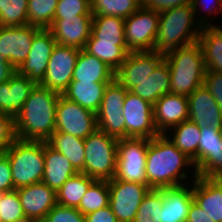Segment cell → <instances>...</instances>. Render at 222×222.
I'll use <instances>...</instances> for the list:
<instances>
[{"instance_id":"obj_52","label":"cell","mask_w":222,"mask_h":222,"mask_svg":"<svg viewBox=\"0 0 222 222\" xmlns=\"http://www.w3.org/2000/svg\"><path fill=\"white\" fill-rule=\"evenodd\" d=\"M15 222H42L36 218L33 217H27V216H23L21 218H19L18 220H16Z\"/></svg>"},{"instance_id":"obj_43","label":"cell","mask_w":222,"mask_h":222,"mask_svg":"<svg viewBox=\"0 0 222 222\" xmlns=\"http://www.w3.org/2000/svg\"><path fill=\"white\" fill-rule=\"evenodd\" d=\"M42 222H85V216L77 208L56 204Z\"/></svg>"},{"instance_id":"obj_21","label":"cell","mask_w":222,"mask_h":222,"mask_svg":"<svg viewBox=\"0 0 222 222\" xmlns=\"http://www.w3.org/2000/svg\"><path fill=\"white\" fill-rule=\"evenodd\" d=\"M37 84L17 72L9 81L0 84V113L16 118Z\"/></svg>"},{"instance_id":"obj_39","label":"cell","mask_w":222,"mask_h":222,"mask_svg":"<svg viewBox=\"0 0 222 222\" xmlns=\"http://www.w3.org/2000/svg\"><path fill=\"white\" fill-rule=\"evenodd\" d=\"M25 216L17 190L0 193V217L2 222H15Z\"/></svg>"},{"instance_id":"obj_40","label":"cell","mask_w":222,"mask_h":222,"mask_svg":"<svg viewBox=\"0 0 222 222\" xmlns=\"http://www.w3.org/2000/svg\"><path fill=\"white\" fill-rule=\"evenodd\" d=\"M92 15L90 0H58L54 18Z\"/></svg>"},{"instance_id":"obj_24","label":"cell","mask_w":222,"mask_h":222,"mask_svg":"<svg viewBox=\"0 0 222 222\" xmlns=\"http://www.w3.org/2000/svg\"><path fill=\"white\" fill-rule=\"evenodd\" d=\"M115 79V71L97 57L79 51L72 81L111 83Z\"/></svg>"},{"instance_id":"obj_46","label":"cell","mask_w":222,"mask_h":222,"mask_svg":"<svg viewBox=\"0 0 222 222\" xmlns=\"http://www.w3.org/2000/svg\"><path fill=\"white\" fill-rule=\"evenodd\" d=\"M14 184L8 157L0 154V193L13 191Z\"/></svg>"},{"instance_id":"obj_23","label":"cell","mask_w":222,"mask_h":222,"mask_svg":"<svg viewBox=\"0 0 222 222\" xmlns=\"http://www.w3.org/2000/svg\"><path fill=\"white\" fill-rule=\"evenodd\" d=\"M185 185L160 189L163 193L161 222H186L193 194L192 187Z\"/></svg>"},{"instance_id":"obj_17","label":"cell","mask_w":222,"mask_h":222,"mask_svg":"<svg viewBox=\"0 0 222 222\" xmlns=\"http://www.w3.org/2000/svg\"><path fill=\"white\" fill-rule=\"evenodd\" d=\"M187 99L190 121L200 129L212 127L222 131V110L206 86L195 89Z\"/></svg>"},{"instance_id":"obj_6","label":"cell","mask_w":222,"mask_h":222,"mask_svg":"<svg viewBox=\"0 0 222 222\" xmlns=\"http://www.w3.org/2000/svg\"><path fill=\"white\" fill-rule=\"evenodd\" d=\"M118 139L96 130L84 139L82 173L95 180H111L116 174Z\"/></svg>"},{"instance_id":"obj_35","label":"cell","mask_w":222,"mask_h":222,"mask_svg":"<svg viewBox=\"0 0 222 222\" xmlns=\"http://www.w3.org/2000/svg\"><path fill=\"white\" fill-rule=\"evenodd\" d=\"M109 206V185L107 180H95L87 189L77 208L84 216Z\"/></svg>"},{"instance_id":"obj_38","label":"cell","mask_w":222,"mask_h":222,"mask_svg":"<svg viewBox=\"0 0 222 222\" xmlns=\"http://www.w3.org/2000/svg\"><path fill=\"white\" fill-rule=\"evenodd\" d=\"M163 193L160 189H150L144 196L134 222H161Z\"/></svg>"},{"instance_id":"obj_32","label":"cell","mask_w":222,"mask_h":222,"mask_svg":"<svg viewBox=\"0 0 222 222\" xmlns=\"http://www.w3.org/2000/svg\"><path fill=\"white\" fill-rule=\"evenodd\" d=\"M88 54L97 57L102 62H105L112 70L116 71L127 58V45H115V43L97 42L90 35L83 49Z\"/></svg>"},{"instance_id":"obj_33","label":"cell","mask_w":222,"mask_h":222,"mask_svg":"<svg viewBox=\"0 0 222 222\" xmlns=\"http://www.w3.org/2000/svg\"><path fill=\"white\" fill-rule=\"evenodd\" d=\"M95 181L82 172L66 180L56 191L57 204L72 208H78L82 196L88 187Z\"/></svg>"},{"instance_id":"obj_10","label":"cell","mask_w":222,"mask_h":222,"mask_svg":"<svg viewBox=\"0 0 222 222\" xmlns=\"http://www.w3.org/2000/svg\"><path fill=\"white\" fill-rule=\"evenodd\" d=\"M109 206L118 222H134L144 196L151 189L147 184L113 178L108 180Z\"/></svg>"},{"instance_id":"obj_12","label":"cell","mask_w":222,"mask_h":222,"mask_svg":"<svg viewBox=\"0 0 222 222\" xmlns=\"http://www.w3.org/2000/svg\"><path fill=\"white\" fill-rule=\"evenodd\" d=\"M98 129L96 114L65 98L62 94L56 106L55 131L85 139Z\"/></svg>"},{"instance_id":"obj_30","label":"cell","mask_w":222,"mask_h":222,"mask_svg":"<svg viewBox=\"0 0 222 222\" xmlns=\"http://www.w3.org/2000/svg\"><path fill=\"white\" fill-rule=\"evenodd\" d=\"M174 130L170 140L175 146L193 161L195 169L199 166V140L201 129L192 121L186 120L172 127Z\"/></svg>"},{"instance_id":"obj_4","label":"cell","mask_w":222,"mask_h":222,"mask_svg":"<svg viewBox=\"0 0 222 222\" xmlns=\"http://www.w3.org/2000/svg\"><path fill=\"white\" fill-rule=\"evenodd\" d=\"M170 71L171 93L189 96L204 85L206 66L199 42H195L164 55Z\"/></svg>"},{"instance_id":"obj_28","label":"cell","mask_w":222,"mask_h":222,"mask_svg":"<svg viewBox=\"0 0 222 222\" xmlns=\"http://www.w3.org/2000/svg\"><path fill=\"white\" fill-rule=\"evenodd\" d=\"M198 42L201 46L206 71L222 73V28L203 26Z\"/></svg>"},{"instance_id":"obj_19","label":"cell","mask_w":222,"mask_h":222,"mask_svg":"<svg viewBox=\"0 0 222 222\" xmlns=\"http://www.w3.org/2000/svg\"><path fill=\"white\" fill-rule=\"evenodd\" d=\"M154 108V124L159 134H167L168 130L181 122L189 120L188 99L186 96L168 93L160 97Z\"/></svg>"},{"instance_id":"obj_8","label":"cell","mask_w":222,"mask_h":222,"mask_svg":"<svg viewBox=\"0 0 222 222\" xmlns=\"http://www.w3.org/2000/svg\"><path fill=\"white\" fill-rule=\"evenodd\" d=\"M148 139H118L116 179L147 184L145 175Z\"/></svg>"},{"instance_id":"obj_50","label":"cell","mask_w":222,"mask_h":222,"mask_svg":"<svg viewBox=\"0 0 222 222\" xmlns=\"http://www.w3.org/2000/svg\"><path fill=\"white\" fill-rule=\"evenodd\" d=\"M186 222H214L209 216L193 201L188 211Z\"/></svg>"},{"instance_id":"obj_47","label":"cell","mask_w":222,"mask_h":222,"mask_svg":"<svg viewBox=\"0 0 222 222\" xmlns=\"http://www.w3.org/2000/svg\"><path fill=\"white\" fill-rule=\"evenodd\" d=\"M192 0H143V5L151 10L161 12L173 7L191 4Z\"/></svg>"},{"instance_id":"obj_34","label":"cell","mask_w":222,"mask_h":222,"mask_svg":"<svg viewBox=\"0 0 222 222\" xmlns=\"http://www.w3.org/2000/svg\"><path fill=\"white\" fill-rule=\"evenodd\" d=\"M93 16L107 15L117 16L123 19L136 12L143 0H90Z\"/></svg>"},{"instance_id":"obj_11","label":"cell","mask_w":222,"mask_h":222,"mask_svg":"<svg viewBox=\"0 0 222 222\" xmlns=\"http://www.w3.org/2000/svg\"><path fill=\"white\" fill-rule=\"evenodd\" d=\"M122 109L125 138L152 139L159 135L154 124L153 104L127 90Z\"/></svg>"},{"instance_id":"obj_27","label":"cell","mask_w":222,"mask_h":222,"mask_svg":"<svg viewBox=\"0 0 222 222\" xmlns=\"http://www.w3.org/2000/svg\"><path fill=\"white\" fill-rule=\"evenodd\" d=\"M108 84L71 81L62 95L96 114L100 108L103 94Z\"/></svg>"},{"instance_id":"obj_42","label":"cell","mask_w":222,"mask_h":222,"mask_svg":"<svg viewBox=\"0 0 222 222\" xmlns=\"http://www.w3.org/2000/svg\"><path fill=\"white\" fill-rule=\"evenodd\" d=\"M222 141V131L212 128H201V138L199 140V165L212 155L214 148Z\"/></svg>"},{"instance_id":"obj_49","label":"cell","mask_w":222,"mask_h":222,"mask_svg":"<svg viewBox=\"0 0 222 222\" xmlns=\"http://www.w3.org/2000/svg\"><path fill=\"white\" fill-rule=\"evenodd\" d=\"M85 222H118L110 206L85 215Z\"/></svg>"},{"instance_id":"obj_22","label":"cell","mask_w":222,"mask_h":222,"mask_svg":"<svg viewBox=\"0 0 222 222\" xmlns=\"http://www.w3.org/2000/svg\"><path fill=\"white\" fill-rule=\"evenodd\" d=\"M193 182V201L214 222H222V183L217 178L202 176H196Z\"/></svg>"},{"instance_id":"obj_41","label":"cell","mask_w":222,"mask_h":222,"mask_svg":"<svg viewBox=\"0 0 222 222\" xmlns=\"http://www.w3.org/2000/svg\"><path fill=\"white\" fill-rule=\"evenodd\" d=\"M197 176L218 178L222 176V141L196 169Z\"/></svg>"},{"instance_id":"obj_16","label":"cell","mask_w":222,"mask_h":222,"mask_svg":"<svg viewBox=\"0 0 222 222\" xmlns=\"http://www.w3.org/2000/svg\"><path fill=\"white\" fill-rule=\"evenodd\" d=\"M164 60V55L155 51L130 52L115 71V79L128 91L147 79Z\"/></svg>"},{"instance_id":"obj_13","label":"cell","mask_w":222,"mask_h":222,"mask_svg":"<svg viewBox=\"0 0 222 222\" xmlns=\"http://www.w3.org/2000/svg\"><path fill=\"white\" fill-rule=\"evenodd\" d=\"M79 51L80 49L72 46L56 44L49 58L44 80L40 85L63 94L72 81Z\"/></svg>"},{"instance_id":"obj_29","label":"cell","mask_w":222,"mask_h":222,"mask_svg":"<svg viewBox=\"0 0 222 222\" xmlns=\"http://www.w3.org/2000/svg\"><path fill=\"white\" fill-rule=\"evenodd\" d=\"M46 143L64 155L77 172H83L85 161L84 139L55 131Z\"/></svg>"},{"instance_id":"obj_37","label":"cell","mask_w":222,"mask_h":222,"mask_svg":"<svg viewBox=\"0 0 222 222\" xmlns=\"http://www.w3.org/2000/svg\"><path fill=\"white\" fill-rule=\"evenodd\" d=\"M28 0H0V26L28 24Z\"/></svg>"},{"instance_id":"obj_15","label":"cell","mask_w":222,"mask_h":222,"mask_svg":"<svg viewBox=\"0 0 222 222\" xmlns=\"http://www.w3.org/2000/svg\"><path fill=\"white\" fill-rule=\"evenodd\" d=\"M40 29L29 24L14 27L0 26V55L17 69L26 60L32 40Z\"/></svg>"},{"instance_id":"obj_9","label":"cell","mask_w":222,"mask_h":222,"mask_svg":"<svg viewBox=\"0 0 222 222\" xmlns=\"http://www.w3.org/2000/svg\"><path fill=\"white\" fill-rule=\"evenodd\" d=\"M127 89L116 79L104 91L100 108L96 113L98 130L117 139L125 138L123 103Z\"/></svg>"},{"instance_id":"obj_3","label":"cell","mask_w":222,"mask_h":222,"mask_svg":"<svg viewBox=\"0 0 222 222\" xmlns=\"http://www.w3.org/2000/svg\"><path fill=\"white\" fill-rule=\"evenodd\" d=\"M195 17L198 16L191 4L159 12V26L153 51L165 55L179 47L197 42L202 27L212 24L206 18L199 17L198 20Z\"/></svg>"},{"instance_id":"obj_20","label":"cell","mask_w":222,"mask_h":222,"mask_svg":"<svg viewBox=\"0 0 222 222\" xmlns=\"http://www.w3.org/2000/svg\"><path fill=\"white\" fill-rule=\"evenodd\" d=\"M25 216L42 221L57 204L56 191L43 181L16 189Z\"/></svg>"},{"instance_id":"obj_7","label":"cell","mask_w":222,"mask_h":222,"mask_svg":"<svg viewBox=\"0 0 222 222\" xmlns=\"http://www.w3.org/2000/svg\"><path fill=\"white\" fill-rule=\"evenodd\" d=\"M159 26V12L142 5L124 21V37L129 52L153 51Z\"/></svg>"},{"instance_id":"obj_1","label":"cell","mask_w":222,"mask_h":222,"mask_svg":"<svg viewBox=\"0 0 222 222\" xmlns=\"http://www.w3.org/2000/svg\"><path fill=\"white\" fill-rule=\"evenodd\" d=\"M170 135L159 134L148 139L145 175L151 189L184 185L181 180H186L189 175L183 170L188 166L194 167L193 177L197 176L193 161L175 146Z\"/></svg>"},{"instance_id":"obj_53","label":"cell","mask_w":222,"mask_h":222,"mask_svg":"<svg viewBox=\"0 0 222 222\" xmlns=\"http://www.w3.org/2000/svg\"><path fill=\"white\" fill-rule=\"evenodd\" d=\"M222 183V176L217 178Z\"/></svg>"},{"instance_id":"obj_36","label":"cell","mask_w":222,"mask_h":222,"mask_svg":"<svg viewBox=\"0 0 222 222\" xmlns=\"http://www.w3.org/2000/svg\"><path fill=\"white\" fill-rule=\"evenodd\" d=\"M58 0H28V24L49 29L53 24Z\"/></svg>"},{"instance_id":"obj_25","label":"cell","mask_w":222,"mask_h":222,"mask_svg":"<svg viewBox=\"0 0 222 222\" xmlns=\"http://www.w3.org/2000/svg\"><path fill=\"white\" fill-rule=\"evenodd\" d=\"M44 161L45 169L42 181L54 191H57L66 180L78 173L69 160L50 147L46 141Z\"/></svg>"},{"instance_id":"obj_45","label":"cell","mask_w":222,"mask_h":222,"mask_svg":"<svg viewBox=\"0 0 222 222\" xmlns=\"http://www.w3.org/2000/svg\"><path fill=\"white\" fill-rule=\"evenodd\" d=\"M204 86L209 90L216 99L217 104L222 110V73L206 71Z\"/></svg>"},{"instance_id":"obj_51","label":"cell","mask_w":222,"mask_h":222,"mask_svg":"<svg viewBox=\"0 0 222 222\" xmlns=\"http://www.w3.org/2000/svg\"><path fill=\"white\" fill-rule=\"evenodd\" d=\"M16 73V69L0 55V84L9 81Z\"/></svg>"},{"instance_id":"obj_2","label":"cell","mask_w":222,"mask_h":222,"mask_svg":"<svg viewBox=\"0 0 222 222\" xmlns=\"http://www.w3.org/2000/svg\"><path fill=\"white\" fill-rule=\"evenodd\" d=\"M61 94L36 85L14 119L16 137L21 140L46 141L56 127V106Z\"/></svg>"},{"instance_id":"obj_5","label":"cell","mask_w":222,"mask_h":222,"mask_svg":"<svg viewBox=\"0 0 222 222\" xmlns=\"http://www.w3.org/2000/svg\"><path fill=\"white\" fill-rule=\"evenodd\" d=\"M45 141L16 139L4 153L12 171L14 189L41 182L44 169Z\"/></svg>"},{"instance_id":"obj_48","label":"cell","mask_w":222,"mask_h":222,"mask_svg":"<svg viewBox=\"0 0 222 222\" xmlns=\"http://www.w3.org/2000/svg\"><path fill=\"white\" fill-rule=\"evenodd\" d=\"M210 1L211 0H192L191 5L195 14L199 12L198 11L199 8L203 7L204 8L203 11L207 10V12H204L207 13V15L208 13L209 15L218 14V13L222 15V0H212L211 2ZM214 4L216 5V7L213 6Z\"/></svg>"},{"instance_id":"obj_44","label":"cell","mask_w":222,"mask_h":222,"mask_svg":"<svg viewBox=\"0 0 222 222\" xmlns=\"http://www.w3.org/2000/svg\"><path fill=\"white\" fill-rule=\"evenodd\" d=\"M16 139L14 118L0 113V154L5 153Z\"/></svg>"},{"instance_id":"obj_14","label":"cell","mask_w":222,"mask_h":222,"mask_svg":"<svg viewBox=\"0 0 222 222\" xmlns=\"http://www.w3.org/2000/svg\"><path fill=\"white\" fill-rule=\"evenodd\" d=\"M56 44L50 29H40L32 40V46L26 60L16 69V72L28 77L37 85L41 84Z\"/></svg>"},{"instance_id":"obj_31","label":"cell","mask_w":222,"mask_h":222,"mask_svg":"<svg viewBox=\"0 0 222 222\" xmlns=\"http://www.w3.org/2000/svg\"><path fill=\"white\" fill-rule=\"evenodd\" d=\"M125 19L117 16H93L91 35L97 42L126 45L124 37Z\"/></svg>"},{"instance_id":"obj_26","label":"cell","mask_w":222,"mask_h":222,"mask_svg":"<svg viewBox=\"0 0 222 222\" xmlns=\"http://www.w3.org/2000/svg\"><path fill=\"white\" fill-rule=\"evenodd\" d=\"M130 91L153 105L160 97L171 93L170 71L166 60L164 59L147 79L139 82Z\"/></svg>"},{"instance_id":"obj_18","label":"cell","mask_w":222,"mask_h":222,"mask_svg":"<svg viewBox=\"0 0 222 222\" xmlns=\"http://www.w3.org/2000/svg\"><path fill=\"white\" fill-rule=\"evenodd\" d=\"M93 15L54 18L49 28L57 44L84 49L91 35Z\"/></svg>"}]
</instances>
